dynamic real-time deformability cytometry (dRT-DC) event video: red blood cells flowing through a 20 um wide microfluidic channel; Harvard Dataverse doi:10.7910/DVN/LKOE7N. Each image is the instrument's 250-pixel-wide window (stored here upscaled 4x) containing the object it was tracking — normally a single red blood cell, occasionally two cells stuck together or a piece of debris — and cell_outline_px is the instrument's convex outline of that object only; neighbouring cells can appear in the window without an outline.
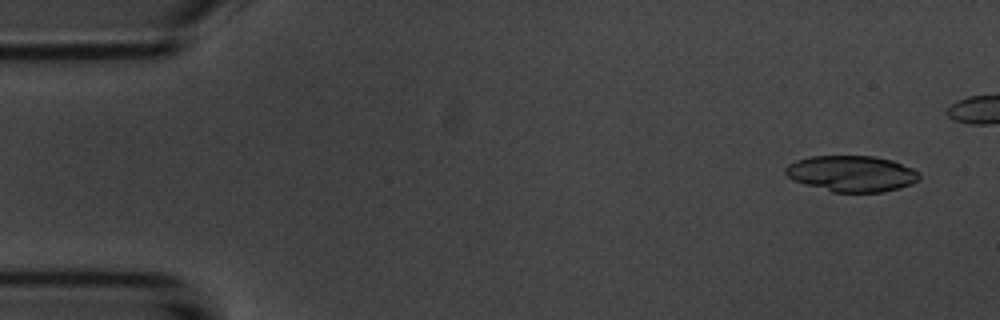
{"species": "common noctule bat (a hibernating species)", "species_latin": "Nyctalus noctula", "temperature_condition": "room temperature", "stored_images_in_passage": 4, "camera_frame_rate_fps": 3000, "um_per_image_px": 0.085, "animal": {"sex": "male", "body_mass_g": 20.1, "forearm_length_mm": 53.5}, "frame": {"image": 1, "passage_image": 1, "time_ms": 0.0, "image_size_px": [1000, 320], "cell_outline_px": [[920, 180], [912, 184], [900, 188], [880, 192], [832, 192], [804, 184], [792, 180], [784, 172], [784, 168], [788, 164], [796, 160], [812, 156], [876, 156], [892, 160], [912, 168], [920, 172]], "centroid_in_image_um": [72.4, 14.76], "position_along_channel_um": 12.6, "area_um2": 28.32}}